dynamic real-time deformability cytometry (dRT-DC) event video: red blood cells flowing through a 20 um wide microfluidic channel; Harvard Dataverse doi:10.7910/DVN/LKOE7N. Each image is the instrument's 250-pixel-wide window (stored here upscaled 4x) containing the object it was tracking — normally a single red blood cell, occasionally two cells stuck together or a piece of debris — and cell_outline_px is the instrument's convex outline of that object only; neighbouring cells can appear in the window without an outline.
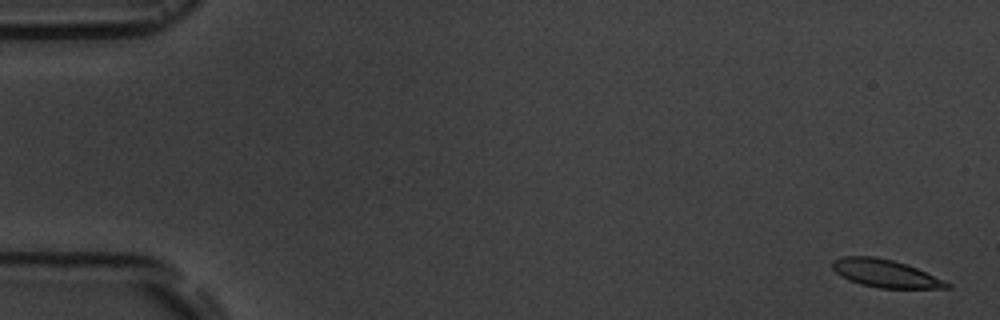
{"species": "common noctule bat (a hibernating species)", "species_latin": "Nyctalus noctula", "temperature_condition": "room temperature", "stored_images_in_passage": 5, "camera_frame_rate_fps": 3000, "um_per_image_px": 0.085, "animal": {"sex": "male", "body_mass_g": 19.5, "forearm_length_mm": 54.6}, "frame": {"image": 1, "passage_image": 1, "time_ms": 0.0, "image_size_px": [1000, 320], "cell_outline_px": [[952, 288], [880, 288], [860, 284], [848, 280], [840, 276], [832, 268], [832, 260], [844, 256], [872, 256], [892, 260], [916, 268], [952, 284]], "centroid_in_image_um": [75.21, 23.24], "position_along_channel_um": 9.8, "area_um2": 18.38}}
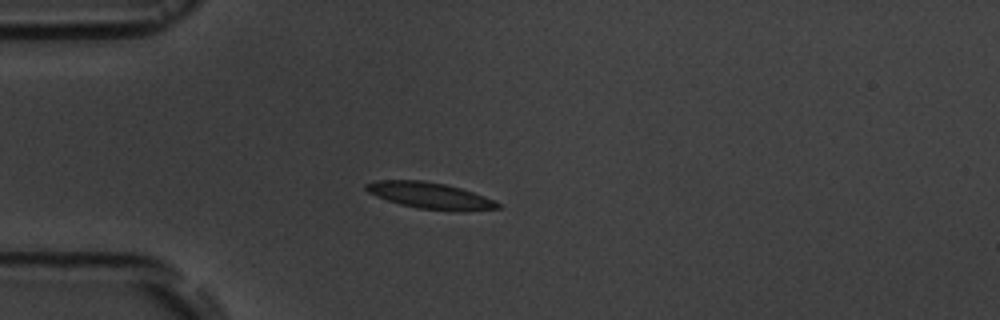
{"frame": {"image": 2, "passage_image": 5, "time_ms": 4.667, "image_size_px": [1000, 320], "cell_outline_px": [[500, 208], [464, 212], [456, 212], [416, 208], [400, 204], [376, 196], [368, 192], [364, 188], [364, 184], [376, 180], [420, 180], [444, 184], [460, 188], [484, 196], [500, 204]], "centroid_in_image_um": [36.54, 16.64], "position_along_channel_um": 48.5, "area_um2": 20.29}}